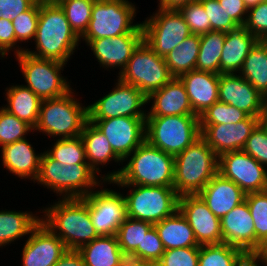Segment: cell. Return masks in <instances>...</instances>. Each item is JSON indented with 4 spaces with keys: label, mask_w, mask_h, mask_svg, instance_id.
I'll return each mask as SVG.
<instances>
[{
    "label": "cell",
    "mask_w": 267,
    "mask_h": 266,
    "mask_svg": "<svg viewBox=\"0 0 267 266\" xmlns=\"http://www.w3.org/2000/svg\"><path fill=\"white\" fill-rule=\"evenodd\" d=\"M152 223L127 217L119 226L116 237L122 253L129 257L138 247H142V240Z\"/></svg>",
    "instance_id": "obj_38"
},
{
    "label": "cell",
    "mask_w": 267,
    "mask_h": 266,
    "mask_svg": "<svg viewBox=\"0 0 267 266\" xmlns=\"http://www.w3.org/2000/svg\"><path fill=\"white\" fill-rule=\"evenodd\" d=\"M218 173L233 181L246 194L267 190V168L243 150L221 154Z\"/></svg>",
    "instance_id": "obj_15"
},
{
    "label": "cell",
    "mask_w": 267,
    "mask_h": 266,
    "mask_svg": "<svg viewBox=\"0 0 267 266\" xmlns=\"http://www.w3.org/2000/svg\"><path fill=\"white\" fill-rule=\"evenodd\" d=\"M248 117L246 113L220 101L215 102L199 116L200 125L235 124Z\"/></svg>",
    "instance_id": "obj_43"
},
{
    "label": "cell",
    "mask_w": 267,
    "mask_h": 266,
    "mask_svg": "<svg viewBox=\"0 0 267 266\" xmlns=\"http://www.w3.org/2000/svg\"><path fill=\"white\" fill-rule=\"evenodd\" d=\"M258 39L243 26L226 32L220 58V74L239 73L251 48Z\"/></svg>",
    "instance_id": "obj_29"
},
{
    "label": "cell",
    "mask_w": 267,
    "mask_h": 266,
    "mask_svg": "<svg viewBox=\"0 0 267 266\" xmlns=\"http://www.w3.org/2000/svg\"><path fill=\"white\" fill-rule=\"evenodd\" d=\"M201 137L197 115L146 117V141L176 156Z\"/></svg>",
    "instance_id": "obj_9"
},
{
    "label": "cell",
    "mask_w": 267,
    "mask_h": 266,
    "mask_svg": "<svg viewBox=\"0 0 267 266\" xmlns=\"http://www.w3.org/2000/svg\"><path fill=\"white\" fill-rule=\"evenodd\" d=\"M263 41L267 45V36L263 39Z\"/></svg>",
    "instance_id": "obj_62"
},
{
    "label": "cell",
    "mask_w": 267,
    "mask_h": 266,
    "mask_svg": "<svg viewBox=\"0 0 267 266\" xmlns=\"http://www.w3.org/2000/svg\"><path fill=\"white\" fill-rule=\"evenodd\" d=\"M39 211L0 210V248L15 244L16 241L26 239L32 230L41 222ZM40 214V215H39ZM26 237V238H24Z\"/></svg>",
    "instance_id": "obj_28"
},
{
    "label": "cell",
    "mask_w": 267,
    "mask_h": 266,
    "mask_svg": "<svg viewBox=\"0 0 267 266\" xmlns=\"http://www.w3.org/2000/svg\"><path fill=\"white\" fill-rule=\"evenodd\" d=\"M103 182L88 163L63 165L43 150L39 174L33 184L47 188L58 199H69L83 198Z\"/></svg>",
    "instance_id": "obj_4"
},
{
    "label": "cell",
    "mask_w": 267,
    "mask_h": 266,
    "mask_svg": "<svg viewBox=\"0 0 267 266\" xmlns=\"http://www.w3.org/2000/svg\"><path fill=\"white\" fill-rule=\"evenodd\" d=\"M252 255L262 266H267V252H254Z\"/></svg>",
    "instance_id": "obj_57"
},
{
    "label": "cell",
    "mask_w": 267,
    "mask_h": 266,
    "mask_svg": "<svg viewBox=\"0 0 267 266\" xmlns=\"http://www.w3.org/2000/svg\"><path fill=\"white\" fill-rule=\"evenodd\" d=\"M198 0H157V7L162 9H178L182 5Z\"/></svg>",
    "instance_id": "obj_54"
},
{
    "label": "cell",
    "mask_w": 267,
    "mask_h": 266,
    "mask_svg": "<svg viewBox=\"0 0 267 266\" xmlns=\"http://www.w3.org/2000/svg\"><path fill=\"white\" fill-rule=\"evenodd\" d=\"M81 138L84 142L86 159L90 167L105 182H111L116 179L121 172L123 161L114 153L105 135L88 120L83 127ZM112 162L116 163V167L117 164L121 167L117 168L116 170H110L104 174L102 172L104 169L101 168H107V165L112 164Z\"/></svg>",
    "instance_id": "obj_22"
},
{
    "label": "cell",
    "mask_w": 267,
    "mask_h": 266,
    "mask_svg": "<svg viewBox=\"0 0 267 266\" xmlns=\"http://www.w3.org/2000/svg\"><path fill=\"white\" fill-rule=\"evenodd\" d=\"M112 90L88 104V120L117 117H146L147 97L132 84L116 77ZM144 107V108H143Z\"/></svg>",
    "instance_id": "obj_13"
},
{
    "label": "cell",
    "mask_w": 267,
    "mask_h": 266,
    "mask_svg": "<svg viewBox=\"0 0 267 266\" xmlns=\"http://www.w3.org/2000/svg\"><path fill=\"white\" fill-rule=\"evenodd\" d=\"M39 4H59L62 0H35Z\"/></svg>",
    "instance_id": "obj_61"
},
{
    "label": "cell",
    "mask_w": 267,
    "mask_h": 266,
    "mask_svg": "<svg viewBox=\"0 0 267 266\" xmlns=\"http://www.w3.org/2000/svg\"><path fill=\"white\" fill-rule=\"evenodd\" d=\"M35 0H0V18L13 20L17 15L26 12Z\"/></svg>",
    "instance_id": "obj_51"
},
{
    "label": "cell",
    "mask_w": 267,
    "mask_h": 266,
    "mask_svg": "<svg viewBox=\"0 0 267 266\" xmlns=\"http://www.w3.org/2000/svg\"><path fill=\"white\" fill-rule=\"evenodd\" d=\"M199 246L165 250L155 266H198Z\"/></svg>",
    "instance_id": "obj_47"
},
{
    "label": "cell",
    "mask_w": 267,
    "mask_h": 266,
    "mask_svg": "<svg viewBox=\"0 0 267 266\" xmlns=\"http://www.w3.org/2000/svg\"><path fill=\"white\" fill-rule=\"evenodd\" d=\"M193 112L198 117L219 101L220 74L192 70L181 75Z\"/></svg>",
    "instance_id": "obj_27"
},
{
    "label": "cell",
    "mask_w": 267,
    "mask_h": 266,
    "mask_svg": "<svg viewBox=\"0 0 267 266\" xmlns=\"http://www.w3.org/2000/svg\"><path fill=\"white\" fill-rule=\"evenodd\" d=\"M119 266H155V265L151 263L140 262L138 260L129 257H125L124 260L119 264Z\"/></svg>",
    "instance_id": "obj_55"
},
{
    "label": "cell",
    "mask_w": 267,
    "mask_h": 266,
    "mask_svg": "<svg viewBox=\"0 0 267 266\" xmlns=\"http://www.w3.org/2000/svg\"><path fill=\"white\" fill-rule=\"evenodd\" d=\"M218 173V156L200 137L174 156V189L179 196L198 194Z\"/></svg>",
    "instance_id": "obj_6"
},
{
    "label": "cell",
    "mask_w": 267,
    "mask_h": 266,
    "mask_svg": "<svg viewBox=\"0 0 267 266\" xmlns=\"http://www.w3.org/2000/svg\"><path fill=\"white\" fill-rule=\"evenodd\" d=\"M192 34L202 35L211 31L210 19L199 1L190 2L177 9Z\"/></svg>",
    "instance_id": "obj_45"
},
{
    "label": "cell",
    "mask_w": 267,
    "mask_h": 266,
    "mask_svg": "<svg viewBox=\"0 0 267 266\" xmlns=\"http://www.w3.org/2000/svg\"><path fill=\"white\" fill-rule=\"evenodd\" d=\"M178 210L193 229L199 245L223 243L220 218L210 211L198 194L179 196Z\"/></svg>",
    "instance_id": "obj_17"
},
{
    "label": "cell",
    "mask_w": 267,
    "mask_h": 266,
    "mask_svg": "<svg viewBox=\"0 0 267 266\" xmlns=\"http://www.w3.org/2000/svg\"><path fill=\"white\" fill-rule=\"evenodd\" d=\"M73 88L63 96L42 100L34 133L55 139L81 136L88 121V105L77 99Z\"/></svg>",
    "instance_id": "obj_5"
},
{
    "label": "cell",
    "mask_w": 267,
    "mask_h": 266,
    "mask_svg": "<svg viewBox=\"0 0 267 266\" xmlns=\"http://www.w3.org/2000/svg\"><path fill=\"white\" fill-rule=\"evenodd\" d=\"M243 27L258 40H263L267 36V0L248 9Z\"/></svg>",
    "instance_id": "obj_49"
},
{
    "label": "cell",
    "mask_w": 267,
    "mask_h": 266,
    "mask_svg": "<svg viewBox=\"0 0 267 266\" xmlns=\"http://www.w3.org/2000/svg\"><path fill=\"white\" fill-rule=\"evenodd\" d=\"M238 266H262L253 255H246Z\"/></svg>",
    "instance_id": "obj_56"
},
{
    "label": "cell",
    "mask_w": 267,
    "mask_h": 266,
    "mask_svg": "<svg viewBox=\"0 0 267 266\" xmlns=\"http://www.w3.org/2000/svg\"><path fill=\"white\" fill-rule=\"evenodd\" d=\"M13 52L16 56V38L11 20L0 18V59L4 60Z\"/></svg>",
    "instance_id": "obj_50"
},
{
    "label": "cell",
    "mask_w": 267,
    "mask_h": 266,
    "mask_svg": "<svg viewBox=\"0 0 267 266\" xmlns=\"http://www.w3.org/2000/svg\"><path fill=\"white\" fill-rule=\"evenodd\" d=\"M267 168V130L259 123L242 149Z\"/></svg>",
    "instance_id": "obj_48"
},
{
    "label": "cell",
    "mask_w": 267,
    "mask_h": 266,
    "mask_svg": "<svg viewBox=\"0 0 267 266\" xmlns=\"http://www.w3.org/2000/svg\"><path fill=\"white\" fill-rule=\"evenodd\" d=\"M245 200L254 222L256 251L260 242L267 236V190L248 193Z\"/></svg>",
    "instance_id": "obj_42"
},
{
    "label": "cell",
    "mask_w": 267,
    "mask_h": 266,
    "mask_svg": "<svg viewBox=\"0 0 267 266\" xmlns=\"http://www.w3.org/2000/svg\"><path fill=\"white\" fill-rule=\"evenodd\" d=\"M116 77L138 88L146 97L173 78L165 58L157 55L144 41L133 51L125 68L120 74L116 73Z\"/></svg>",
    "instance_id": "obj_11"
},
{
    "label": "cell",
    "mask_w": 267,
    "mask_h": 266,
    "mask_svg": "<svg viewBox=\"0 0 267 266\" xmlns=\"http://www.w3.org/2000/svg\"><path fill=\"white\" fill-rule=\"evenodd\" d=\"M114 186L127 192L122 191L127 217L146 221L154 225L173 215L178 210L179 195L174 187Z\"/></svg>",
    "instance_id": "obj_8"
},
{
    "label": "cell",
    "mask_w": 267,
    "mask_h": 266,
    "mask_svg": "<svg viewBox=\"0 0 267 266\" xmlns=\"http://www.w3.org/2000/svg\"><path fill=\"white\" fill-rule=\"evenodd\" d=\"M218 2L239 26H244L248 15L244 0H218Z\"/></svg>",
    "instance_id": "obj_52"
},
{
    "label": "cell",
    "mask_w": 267,
    "mask_h": 266,
    "mask_svg": "<svg viewBox=\"0 0 267 266\" xmlns=\"http://www.w3.org/2000/svg\"><path fill=\"white\" fill-rule=\"evenodd\" d=\"M148 105L146 117L195 115L186 88L178 77L152 92L147 97Z\"/></svg>",
    "instance_id": "obj_24"
},
{
    "label": "cell",
    "mask_w": 267,
    "mask_h": 266,
    "mask_svg": "<svg viewBox=\"0 0 267 266\" xmlns=\"http://www.w3.org/2000/svg\"><path fill=\"white\" fill-rule=\"evenodd\" d=\"M260 123L267 130V105L264 109V112L262 113V115L260 117Z\"/></svg>",
    "instance_id": "obj_58"
},
{
    "label": "cell",
    "mask_w": 267,
    "mask_h": 266,
    "mask_svg": "<svg viewBox=\"0 0 267 266\" xmlns=\"http://www.w3.org/2000/svg\"><path fill=\"white\" fill-rule=\"evenodd\" d=\"M2 167L7 174L15 176L20 180L34 181L39 174V167L43 152H36L34 145L29 139L18 140L12 144L0 148Z\"/></svg>",
    "instance_id": "obj_25"
},
{
    "label": "cell",
    "mask_w": 267,
    "mask_h": 266,
    "mask_svg": "<svg viewBox=\"0 0 267 266\" xmlns=\"http://www.w3.org/2000/svg\"><path fill=\"white\" fill-rule=\"evenodd\" d=\"M54 266H85V263L78 250L67 249Z\"/></svg>",
    "instance_id": "obj_53"
},
{
    "label": "cell",
    "mask_w": 267,
    "mask_h": 266,
    "mask_svg": "<svg viewBox=\"0 0 267 266\" xmlns=\"http://www.w3.org/2000/svg\"><path fill=\"white\" fill-rule=\"evenodd\" d=\"M219 101L258 118L267 105V99L239 73L220 74Z\"/></svg>",
    "instance_id": "obj_19"
},
{
    "label": "cell",
    "mask_w": 267,
    "mask_h": 266,
    "mask_svg": "<svg viewBox=\"0 0 267 266\" xmlns=\"http://www.w3.org/2000/svg\"><path fill=\"white\" fill-rule=\"evenodd\" d=\"M138 9L139 6L130 0H95L88 29L80 42L87 46L92 40L99 38L143 34L141 21L134 22Z\"/></svg>",
    "instance_id": "obj_7"
},
{
    "label": "cell",
    "mask_w": 267,
    "mask_h": 266,
    "mask_svg": "<svg viewBox=\"0 0 267 266\" xmlns=\"http://www.w3.org/2000/svg\"><path fill=\"white\" fill-rule=\"evenodd\" d=\"M223 243L241 249L246 255L255 252V229L248 204L243 201L220 219Z\"/></svg>",
    "instance_id": "obj_23"
},
{
    "label": "cell",
    "mask_w": 267,
    "mask_h": 266,
    "mask_svg": "<svg viewBox=\"0 0 267 266\" xmlns=\"http://www.w3.org/2000/svg\"><path fill=\"white\" fill-rule=\"evenodd\" d=\"M111 185L174 187V156L145 140L123 161L121 172Z\"/></svg>",
    "instance_id": "obj_3"
},
{
    "label": "cell",
    "mask_w": 267,
    "mask_h": 266,
    "mask_svg": "<svg viewBox=\"0 0 267 266\" xmlns=\"http://www.w3.org/2000/svg\"><path fill=\"white\" fill-rule=\"evenodd\" d=\"M266 0H244L246 7L249 9L251 7L257 6L260 2Z\"/></svg>",
    "instance_id": "obj_60"
},
{
    "label": "cell",
    "mask_w": 267,
    "mask_h": 266,
    "mask_svg": "<svg viewBox=\"0 0 267 266\" xmlns=\"http://www.w3.org/2000/svg\"><path fill=\"white\" fill-rule=\"evenodd\" d=\"M198 195L220 219L245 201L246 197V193L238 185L220 173H217Z\"/></svg>",
    "instance_id": "obj_26"
},
{
    "label": "cell",
    "mask_w": 267,
    "mask_h": 266,
    "mask_svg": "<svg viewBox=\"0 0 267 266\" xmlns=\"http://www.w3.org/2000/svg\"><path fill=\"white\" fill-rule=\"evenodd\" d=\"M50 147V148H49ZM45 151L59 163L63 165H74L87 163L86 152L83 139L81 136L66 138V139H54L52 146Z\"/></svg>",
    "instance_id": "obj_37"
},
{
    "label": "cell",
    "mask_w": 267,
    "mask_h": 266,
    "mask_svg": "<svg viewBox=\"0 0 267 266\" xmlns=\"http://www.w3.org/2000/svg\"><path fill=\"white\" fill-rule=\"evenodd\" d=\"M89 121L105 135L122 161L146 140V117L124 116Z\"/></svg>",
    "instance_id": "obj_16"
},
{
    "label": "cell",
    "mask_w": 267,
    "mask_h": 266,
    "mask_svg": "<svg viewBox=\"0 0 267 266\" xmlns=\"http://www.w3.org/2000/svg\"><path fill=\"white\" fill-rule=\"evenodd\" d=\"M246 254L229 244L199 246L198 266H238Z\"/></svg>",
    "instance_id": "obj_36"
},
{
    "label": "cell",
    "mask_w": 267,
    "mask_h": 266,
    "mask_svg": "<svg viewBox=\"0 0 267 266\" xmlns=\"http://www.w3.org/2000/svg\"><path fill=\"white\" fill-rule=\"evenodd\" d=\"M200 48V35L191 34L165 58L166 65L173 77L196 70Z\"/></svg>",
    "instance_id": "obj_34"
},
{
    "label": "cell",
    "mask_w": 267,
    "mask_h": 266,
    "mask_svg": "<svg viewBox=\"0 0 267 266\" xmlns=\"http://www.w3.org/2000/svg\"><path fill=\"white\" fill-rule=\"evenodd\" d=\"M78 251L85 266H119L126 257L119 247L116 235H100Z\"/></svg>",
    "instance_id": "obj_32"
},
{
    "label": "cell",
    "mask_w": 267,
    "mask_h": 266,
    "mask_svg": "<svg viewBox=\"0 0 267 266\" xmlns=\"http://www.w3.org/2000/svg\"><path fill=\"white\" fill-rule=\"evenodd\" d=\"M35 47L25 52L42 59H51L69 64L81 47L80 38L71 29L64 10L59 4H40ZM77 49V50H76Z\"/></svg>",
    "instance_id": "obj_1"
},
{
    "label": "cell",
    "mask_w": 267,
    "mask_h": 266,
    "mask_svg": "<svg viewBox=\"0 0 267 266\" xmlns=\"http://www.w3.org/2000/svg\"><path fill=\"white\" fill-rule=\"evenodd\" d=\"M14 57L24 77L23 85L30 88L41 100L63 96L74 88L71 80L61 74L68 64L37 58L25 51Z\"/></svg>",
    "instance_id": "obj_10"
},
{
    "label": "cell",
    "mask_w": 267,
    "mask_h": 266,
    "mask_svg": "<svg viewBox=\"0 0 267 266\" xmlns=\"http://www.w3.org/2000/svg\"><path fill=\"white\" fill-rule=\"evenodd\" d=\"M239 74L267 99V45L263 40L251 48Z\"/></svg>",
    "instance_id": "obj_33"
},
{
    "label": "cell",
    "mask_w": 267,
    "mask_h": 266,
    "mask_svg": "<svg viewBox=\"0 0 267 266\" xmlns=\"http://www.w3.org/2000/svg\"><path fill=\"white\" fill-rule=\"evenodd\" d=\"M164 251L162 241L153 225L144 235L142 247H138L129 258L155 265L161 259Z\"/></svg>",
    "instance_id": "obj_44"
},
{
    "label": "cell",
    "mask_w": 267,
    "mask_h": 266,
    "mask_svg": "<svg viewBox=\"0 0 267 266\" xmlns=\"http://www.w3.org/2000/svg\"><path fill=\"white\" fill-rule=\"evenodd\" d=\"M39 12L40 4L35 2L26 12L17 15L12 20L16 38V55L21 54L27 49L28 46L23 47V44L34 41L39 21Z\"/></svg>",
    "instance_id": "obj_39"
},
{
    "label": "cell",
    "mask_w": 267,
    "mask_h": 266,
    "mask_svg": "<svg viewBox=\"0 0 267 266\" xmlns=\"http://www.w3.org/2000/svg\"><path fill=\"white\" fill-rule=\"evenodd\" d=\"M143 41V34H122L112 38L92 40L86 47L98 62L100 69L110 72L118 70V74L125 68L133 51Z\"/></svg>",
    "instance_id": "obj_20"
},
{
    "label": "cell",
    "mask_w": 267,
    "mask_h": 266,
    "mask_svg": "<svg viewBox=\"0 0 267 266\" xmlns=\"http://www.w3.org/2000/svg\"><path fill=\"white\" fill-rule=\"evenodd\" d=\"M259 123L260 118L248 116L235 124L200 125L201 138L219 157L226 152L242 150Z\"/></svg>",
    "instance_id": "obj_21"
},
{
    "label": "cell",
    "mask_w": 267,
    "mask_h": 266,
    "mask_svg": "<svg viewBox=\"0 0 267 266\" xmlns=\"http://www.w3.org/2000/svg\"><path fill=\"white\" fill-rule=\"evenodd\" d=\"M255 252H267V236L260 242V245Z\"/></svg>",
    "instance_id": "obj_59"
},
{
    "label": "cell",
    "mask_w": 267,
    "mask_h": 266,
    "mask_svg": "<svg viewBox=\"0 0 267 266\" xmlns=\"http://www.w3.org/2000/svg\"><path fill=\"white\" fill-rule=\"evenodd\" d=\"M107 185H110V182L104 181L97 189L83 197L89 205L92 223L99 236L116 235L119 226L127 218L121 189L107 188Z\"/></svg>",
    "instance_id": "obj_14"
},
{
    "label": "cell",
    "mask_w": 267,
    "mask_h": 266,
    "mask_svg": "<svg viewBox=\"0 0 267 266\" xmlns=\"http://www.w3.org/2000/svg\"><path fill=\"white\" fill-rule=\"evenodd\" d=\"M210 19L211 30L229 32L240 26L230 17L218 0H198Z\"/></svg>",
    "instance_id": "obj_46"
},
{
    "label": "cell",
    "mask_w": 267,
    "mask_h": 266,
    "mask_svg": "<svg viewBox=\"0 0 267 266\" xmlns=\"http://www.w3.org/2000/svg\"><path fill=\"white\" fill-rule=\"evenodd\" d=\"M57 200L42 206L41 222L64 242L67 249L79 250L99 236L89 205L83 198Z\"/></svg>",
    "instance_id": "obj_2"
},
{
    "label": "cell",
    "mask_w": 267,
    "mask_h": 266,
    "mask_svg": "<svg viewBox=\"0 0 267 266\" xmlns=\"http://www.w3.org/2000/svg\"><path fill=\"white\" fill-rule=\"evenodd\" d=\"M66 250L64 242L40 222L24 240L21 266H54Z\"/></svg>",
    "instance_id": "obj_18"
},
{
    "label": "cell",
    "mask_w": 267,
    "mask_h": 266,
    "mask_svg": "<svg viewBox=\"0 0 267 266\" xmlns=\"http://www.w3.org/2000/svg\"><path fill=\"white\" fill-rule=\"evenodd\" d=\"M226 32L211 30L200 35V48L196 70L220 74V58Z\"/></svg>",
    "instance_id": "obj_35"
},
{
    "label": "cell",
    "mask_w": 267,
    "mask_h": 266,
    "mask_svg": "<svg viewBox=\"0 0 267 266\" xmlns=\"http://www.w3.org/2000/svg\"><path fill=\"white\" fill-rule=\"evenodd\" d=\"M154 226L165 250L200 246L193 229L179 210Z\"/></svg>",
    "instance_id": "obj_31"
},
{
    "label": "cell",
    "mask_w": 267,
    "mask_h": 266,
    "mask_svg": "<svg viewBox=\"0 0 267 266\" xmlns=\"http://www.w3.org/2000/svg\"><path fill=\"white\" fill-rule=\"evenodd\" d=\"M95 0H62L59 5L64 10L71 29L81 38L88 29Z\"/></svg>",
    "instance_id": "obj_40"
},
{
    "label": "cell",
    "mask_w": 267,
    "mask_h": 266,
    "mask_svg": "<svg viewBox=\"0 0 267 266\" xmlns=\"http://www.w3.org/2000/svg\"><path fill=\"white\" fill-rule=\"evenodd\" d=\"M34 134V128L0 106V148Z\"/></svg>",
    "instance_id": "obj_41"
},
{
    "label": "cell",
    "mask_w": 267,
    "mask_h": 266,
    "mask_svg": "<svg viewBox=\"0 0 267 266\" xmlns=\"http://www.w3.org/2000/svg\"><path fill=\"white\" fill-rule=\"evenodd\" d=\"M157 9L141 22L143 41L157 55L166 57L192 33L177 9Z\"/></svg>",
    "instance_id": "obj_12"
},
{
    "label": "cell",
    "mask_w": 267,
    "mask_h": 266,
    "mask_svg": "<svg viewBox=\"0 0 267 266\" xmlns=\"http://www.w3.org/2000/svg\"><path fill=\"white\" fill-rule=\"evenodd\" d=\"M9 85L5 88L2 107L17 118L27 122L33 128L37 125L42 100L23 84Z\"/></svg>",
    "instance_id": "obj_30"
}]
</instances>
